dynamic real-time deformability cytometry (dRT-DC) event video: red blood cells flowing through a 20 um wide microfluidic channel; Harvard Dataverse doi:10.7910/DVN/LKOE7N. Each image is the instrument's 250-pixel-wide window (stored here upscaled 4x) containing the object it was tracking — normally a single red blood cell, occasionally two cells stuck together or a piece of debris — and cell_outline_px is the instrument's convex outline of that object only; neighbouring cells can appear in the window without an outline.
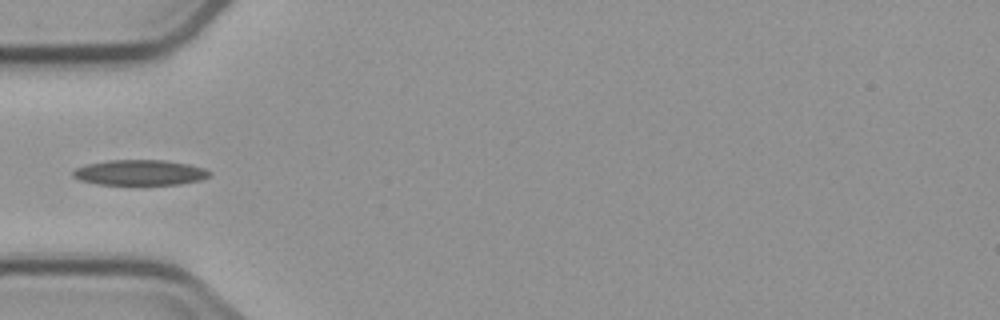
{"species": "common noctule bat (a hibernating species)", "species_latin": "Nyctalus noctula", "temperature_condition": "cold", "stored_images_in_passage": 5, "camera_frame_rate_fps": 3000, "um_per_image_px": 0.085, "animal": {"sex": "male", "body_mass_g": 23.1, "forearm_length_mm": 52.7}, "frame": {"image": 1, "passage_image": 5, "time_ms": 5.667, "image_size_px": [1000, 320], "cell_outline_px": [[212, 176], [200, 180], [180, 184], [96, 184], [80, 180], [72, 176], [72, 172], [76, 168], [84, 164], [108, 160], [164, 160], [188, 164], [204, 168], [212, 172]], "centroid_in_image_um": [11.89, 14.66], "position_along_channel_um": 73.1, "area_um2": 20.29}}